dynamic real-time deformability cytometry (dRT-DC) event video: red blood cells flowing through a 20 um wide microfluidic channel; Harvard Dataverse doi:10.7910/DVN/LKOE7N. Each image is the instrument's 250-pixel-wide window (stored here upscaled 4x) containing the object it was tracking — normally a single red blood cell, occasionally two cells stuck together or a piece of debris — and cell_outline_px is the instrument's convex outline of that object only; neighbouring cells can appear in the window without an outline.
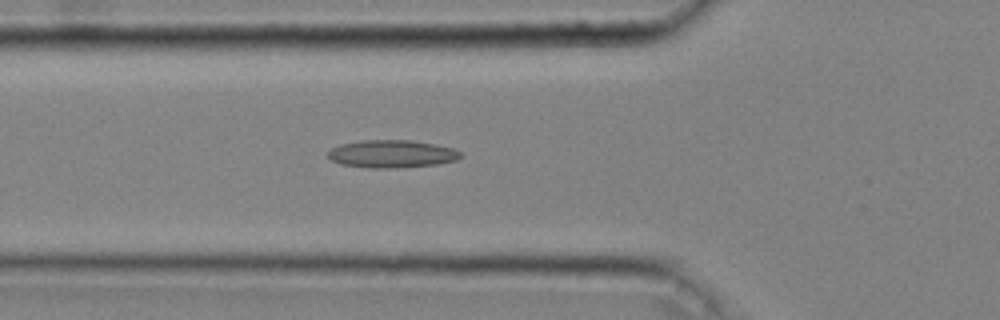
{"species": "common noctule bat (a hibernating species)", "species_latin": "Nyctalus noctula", "temperature_condition": "cold", "stored_images_in_passage": 43, "camera_frame_rate_fps": 3000, "um_per_image_px": 0.085, "animal": {"sex": "male", "body_mass_g": 20.4}, "frame": {"image": 1, "passage_image": 13, "time_ms": 4.0, "image_size_px": [1000, 320], "cell_outline_px": [[460, 156], [456, 160], [436, 164], [396, 168], [368, 168], [340, 164], [332, 160], [328, 156], [328, 152], [332, 148], [340, 144], [360, 140], [412, 140], [436, 144], [456, 148], [460, 152]], "centroid_in_image_um": [33.3, 13.07], "position_along_channel_um": 92.5, "area_um2": 21.5}}
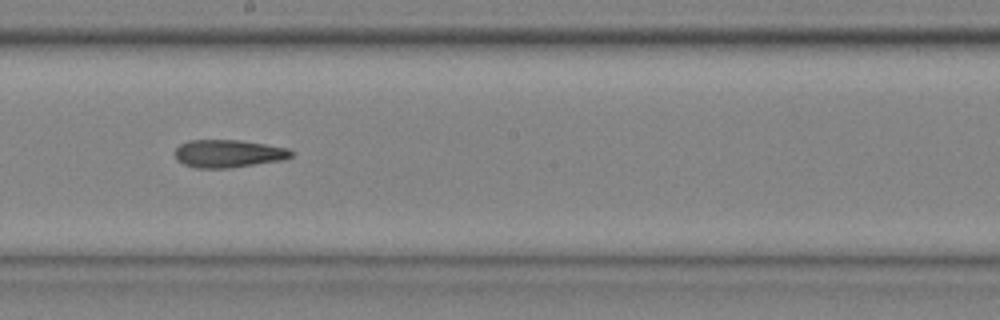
{"frame": {"image": 2, "passage_image": 23, "time_ms": 7.333, "image_size_px": [1000, 320], "cell_outline_px": [[296, 152], [292, 156], [284, 160], [232, 168], [196, 168], [184, 164], [176, 160], [176, 148], [180, 144], [188, 140], [240, 140], [288, 148]], "centroid_in_image_um": [19.44, 13.06], "position_along_channel_um": 228.8, "area_um2": 19.02}}
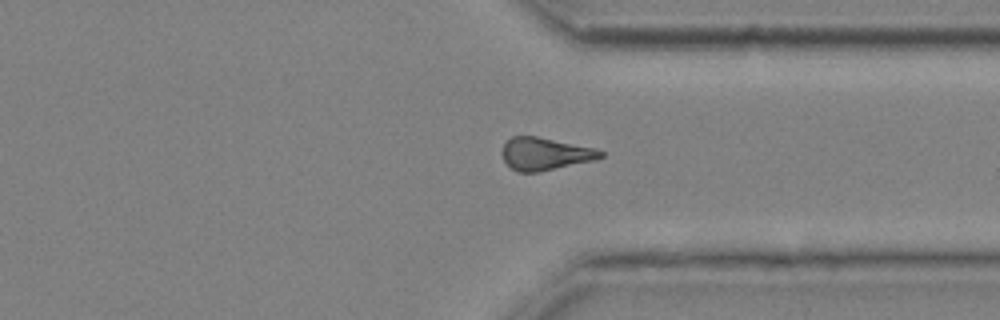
{"frame": {"image": 3, "passage_image": 33, "time_ms": 10.667, "image_size_px": [1000, 320], "cell_outline_px": [[604, 156], [596, 160], [540, 172], [516, 172], [504, 160], [500, 152], [504, 144], [512, 136], [536, 136], [596, 148], [604, 152]], "centroid_in_image_um": [46.34, 13.08], "position_along_channel_um": 365.1, "area_um2": 18.84}, "authors_computed_cell_mechanics": {"area_um2": 19.074, "velocity_mm_per_s": 4.0822, "shape_relaxation_time_tau1_ms": null, "shape_relaxation_time_tau2_ms": 6.7597, "deformation_change_tau1": null, "deformation_change_tau2": 0.1878}}